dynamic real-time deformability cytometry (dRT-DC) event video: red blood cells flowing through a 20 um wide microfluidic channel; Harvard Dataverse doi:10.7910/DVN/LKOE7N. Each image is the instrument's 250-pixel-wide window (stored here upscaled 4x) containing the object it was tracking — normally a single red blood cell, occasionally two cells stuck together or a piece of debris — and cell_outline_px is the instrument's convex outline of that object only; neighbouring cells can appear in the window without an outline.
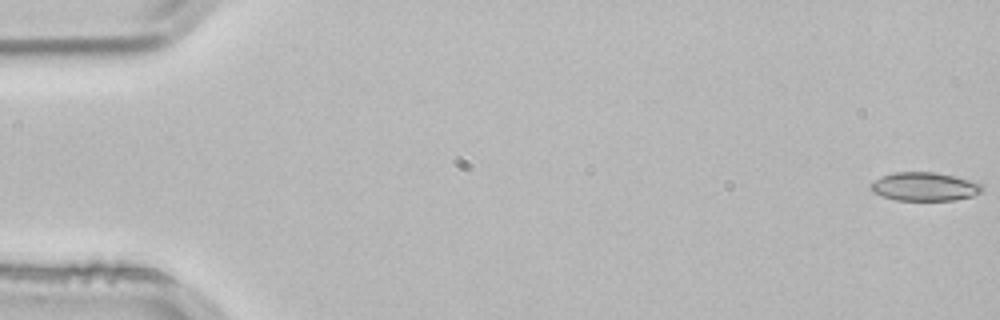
{"species": "common noctule bat (a hibernating species)", "species_latin": "Nyctalus noctula", "temperature_condition": "room temperature", "stored_images_in_passage": 53, "camera_frame_rate_fps": 3000, "um_per_image_px": 0.085, "animal": {"sex": "male", "body_mass_g": 21.5, "forearm_length_mm": 52.0}, "frame": {"image": 1, "passage_image": 1, "time_ms": 0.0, "image_size_px": [1000, 320], "cell_outline_px": [[984, 192], [972, 196], [956, 200], [896, 200], [872, 192], [868, 188], [868, 184], [880, 176], [896, 172], [936, 172], [984, 184]], "centroid_in_image_um": [78.57, 15.86], "position_along_channel_um": 6.4, "area_um2": 18.73}}
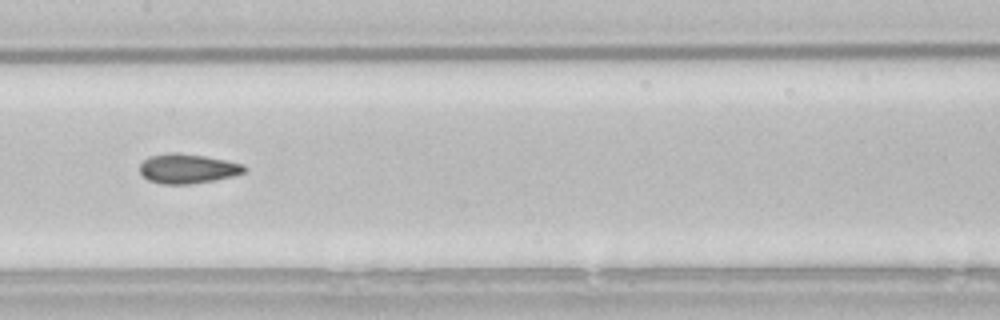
{"frame": {"image": 2, "passage_image": 27, "time_ms": 8.667, "image_size_px": [1000, 320], "cell_outline_px": [[248, 168], [244, 172], [236, 176], [216, 180], [188, 184], [160, 184], [148, 180], [140, 172], [140, 164], [148, 156], [168, 152], [176, 152], [204, 156], [244, 164]], "centroid_in_image_um": [15.96, 14.33], "position_along_channel_um": 191.4, "area_um2": 18.21}}
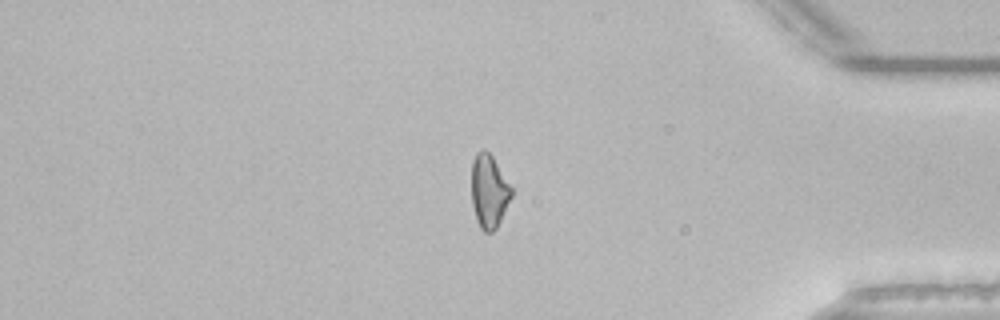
{"frame": {"image": 3, "passage_image": 45, "time_ms": 14.667, "image_size_px": [1000, 320], "cell_outline_px": [[512, 196], [496, 228], [492, 232], [484, 232], [480, 228], [476, 220], [472, 204], [472, 160], [476, 152], [480, 148], [484, 148], [492, 156], [512, 188]], "centroid_in_image_um": [41.55, 16.24], "position_along_channel_um": 393.7, "area_um2": 17.05}, "authors_computed_cell_mechanics": {"area_um2": 18.1492, "velocity_mm_per_s": 3.8493, "shape_relaxation_time_tau1_ms": null, "shape_relaxation_time_tau2_ms": 2.007, "deformation_change_tau1": null, "deformation_change_tau2": 0.0799}}